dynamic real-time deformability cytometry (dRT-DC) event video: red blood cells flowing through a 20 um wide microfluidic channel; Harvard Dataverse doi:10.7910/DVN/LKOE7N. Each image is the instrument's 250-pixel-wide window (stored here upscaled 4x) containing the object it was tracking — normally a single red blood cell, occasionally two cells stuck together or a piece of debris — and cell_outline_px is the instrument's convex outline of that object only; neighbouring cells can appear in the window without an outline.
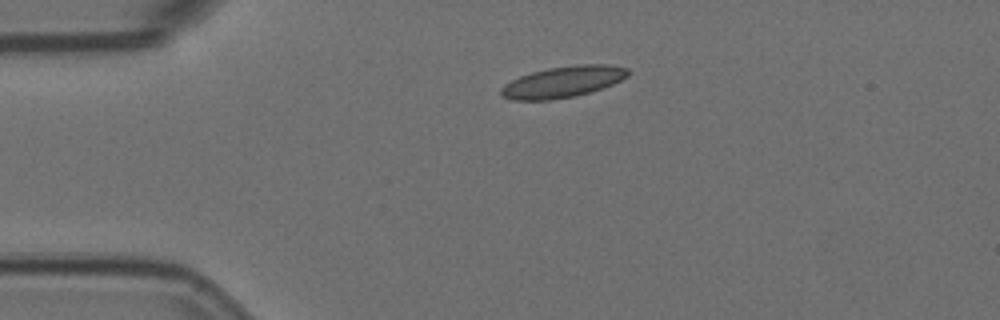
{"species": "Egyptian fruit bat (a non-hibernating species)", "species_latin": "Rousettus aegyptiacus", "temperature_condition": "room temperature", "stored_images_in_passage": 37, "camera_frame_rate_fps": 3000, "um_per_image_px": 0.085, "animal": {"sex": "female"}, "frame": {"image": 1, "passage_image": 1, "time_ms": 0.0, "image_size_px": [1000, 320], "cell_outline_px": [[628, 76], [612, 84], [576, 96], [552, 100], [512, 100], [500, 96], [500, 88], [504, 84], [520, 76], [532, 72], [548, 68], [576, 64], [608, 64], [628, 68]], "centroid_in_image_um": [47.81, 6.96], "position_along_channel_um": 37.2, "area_um2": 23.12}}
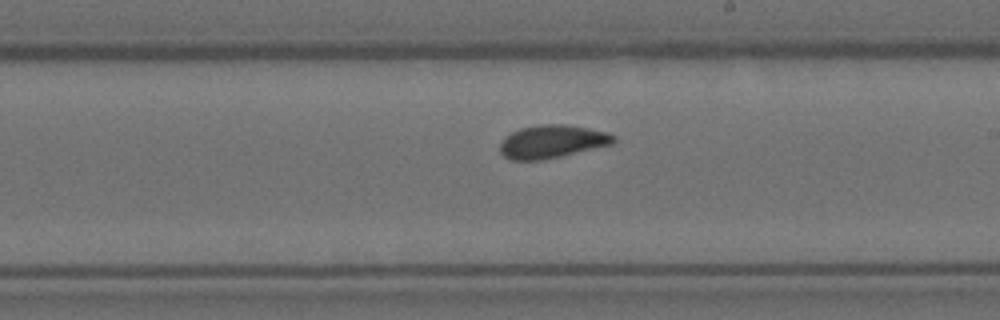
{"frame": {"image": 2, "passage_image": 21, "time_ms": 6.667, "image_size_px": [1000, 320], "cell_outline_px": [[616, 140], [612, 144], [560, 156], [540, 160], [512, 160], [504, 156], [500, 152], [500, 144], [504, 136], [520, 128], [540, 124], [564, 124], [588, 128], [608, 132], [616, 136]], "centroid_in_image_um": [46.91, 12.02], "position_along_channel_um": 242.1, "area_um2": 21.85}}
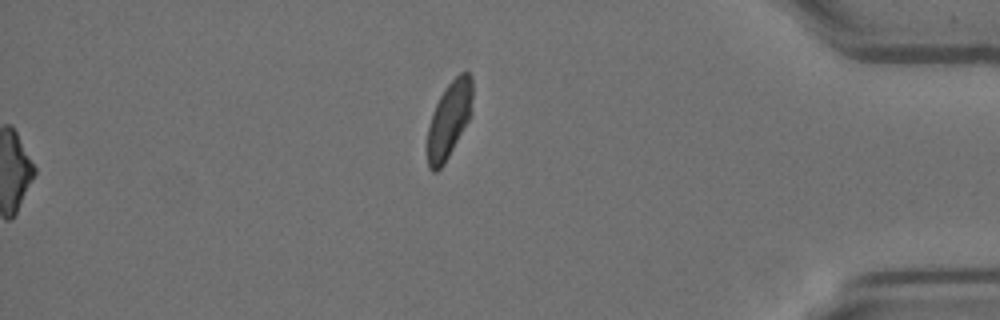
{"frame": {"image": 3, "passage_image": 37, "time_ms": 12.0, "image_size_px": [1000, 320], "cell_outline_px": [[472, 112], [468, 120], [444, 164], [436, 172], [432, 172], [428, 168], [428, 128], [432, 112], [440, 96], [448, 84], [460, 72], [468, 72], [472, 76]], "centroid_in_image_um": [38.18, 10.15], "position_along_channel_um": 397.0, "area_um2": 19.83}, "authors_computed_cell_mechanics": {"area_um2": 21.5016, "velocity_mm_per_s": 3.5556, "shape_relaxation_time_tau1_ms": null, "shape_relaxation_time_tau2_ms": 1.217, "deformation_change_tau1": null, "deformation_change_tau2": 0.0625}}